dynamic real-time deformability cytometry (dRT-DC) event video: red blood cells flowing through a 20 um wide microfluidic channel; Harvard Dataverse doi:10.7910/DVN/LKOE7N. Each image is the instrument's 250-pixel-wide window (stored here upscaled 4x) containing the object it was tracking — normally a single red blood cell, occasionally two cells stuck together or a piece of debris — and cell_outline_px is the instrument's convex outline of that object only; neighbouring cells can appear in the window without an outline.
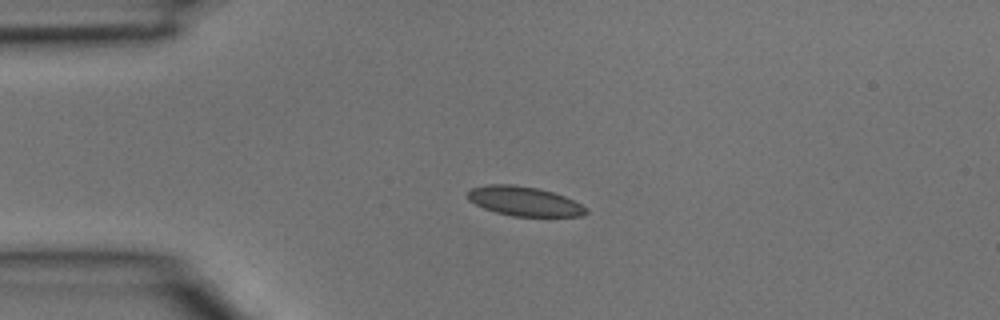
{"species": "common noctule bat (a hibernating species)", "species_latin": "Nyctalus noctula", "temperature_condition": "room temperature", "stored_images_in_passage": 3, "camera_frame_rate_fps": 3000, "um_per_image_px": 0.085, "animal": {"sex": "male", "body_mass_g": 15.6}, "frame": {"image": 1, "passage_image": 2, "time_ms": 0.333, "image_size_px": [1000, 320], "cell_outline_px": [[588, 212], [584, 216], [512, 216], [496, 212], [484, 208], [468, 200], [468, 192], [472, 188], [488, 184], [512, 184], [536, 188], [552, 192], [564, 196], [588, 208]], "centroid_in_image_um": [44.57, 17.11], "position_along_channel_um": 40.4, "area_um2": 20.11}}